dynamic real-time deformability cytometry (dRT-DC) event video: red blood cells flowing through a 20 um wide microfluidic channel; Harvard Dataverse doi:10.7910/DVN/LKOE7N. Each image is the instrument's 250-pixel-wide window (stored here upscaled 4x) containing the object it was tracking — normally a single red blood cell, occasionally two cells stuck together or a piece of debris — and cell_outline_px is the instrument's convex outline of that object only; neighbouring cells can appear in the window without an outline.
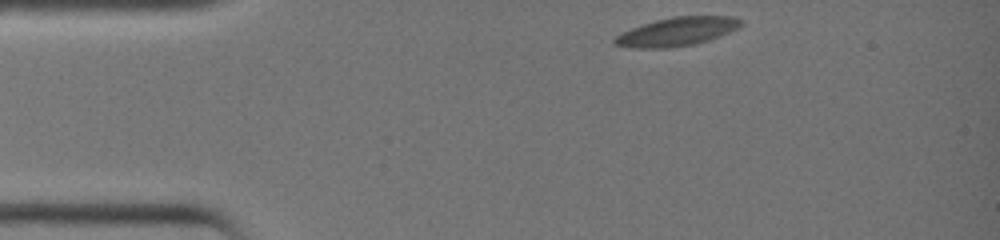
{"species": "common noctule bat (a hibernating species)", "species_latin": "Nyctalus noctula", "temperature_condition": "warm", "stored_images_in_passage": 32, "camera_frame_rate_fps": 3000, "um_per_image_px": 0.085, "animal": {"sex": "female", "body_mass_g": 19.0, "forearm_length_mm": 51.5}, "frame": {"image": 1, "passage_image": 1, "time_ms": 0.0, "image_size_px": [1000, 240], "cell_outline_px": [[744, 24], [720, 36], [696, 44], [668, 48], [628, 48], [612, 44], [612, 40], [616, 36], [632, 28], [656, 20], [672, 16], [732, 16], [744, 20]], "centroid_in_image_um": [57.54, 2.69], "position_along_channel_um": 27.5, "area_um2": 21.1}}
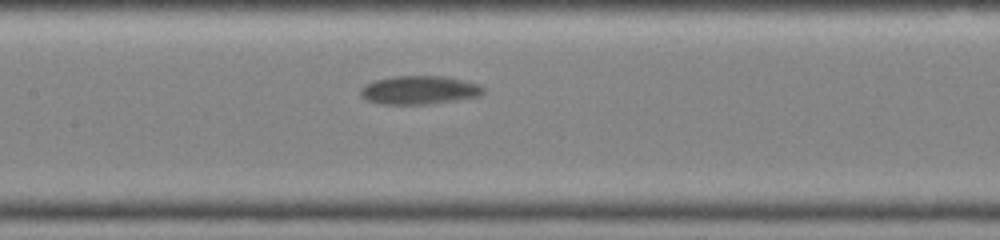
{"frame": {"image": 2, "passage_image": 14, "time_ms": 4.333, "image_size_px": [1000, 240], "cell_outline_px": [[484, 92], [480, 96], [432, 104], [380, 104], [368, 100], [360, 96], [360, 88], [364, 84], [376, 80], [392, 76], [444, 76], [464, 80], [480, 84], [484, 88]], "centroid_in_image_um": [35.64, 7.65], "position_along_channel_um": 171.8, "area_um2": 20.58}}
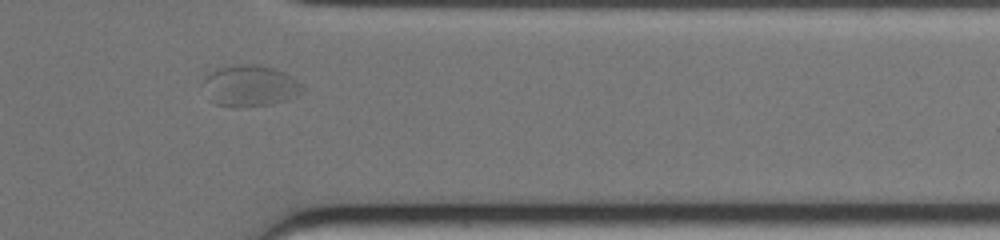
{"frame": {"image": 3, "passage_image": 28, "time_ms": 9.0, "image_size_px": [1000, 240], "cell_outline_px": [[304, 92], [296, 96], [272, 104], [232, 108], [216, 104], [212, 100], [200, 84], [204, 76], [208, 72], [216, 68], [240, 64], [256, 64], [272, 68], [284, 72], [292, 76], [304, 88]], "centroid_in_image_um": [21.2, 7.29], "position_along_channel_um": 390.2, "area_um2": 24.16}}